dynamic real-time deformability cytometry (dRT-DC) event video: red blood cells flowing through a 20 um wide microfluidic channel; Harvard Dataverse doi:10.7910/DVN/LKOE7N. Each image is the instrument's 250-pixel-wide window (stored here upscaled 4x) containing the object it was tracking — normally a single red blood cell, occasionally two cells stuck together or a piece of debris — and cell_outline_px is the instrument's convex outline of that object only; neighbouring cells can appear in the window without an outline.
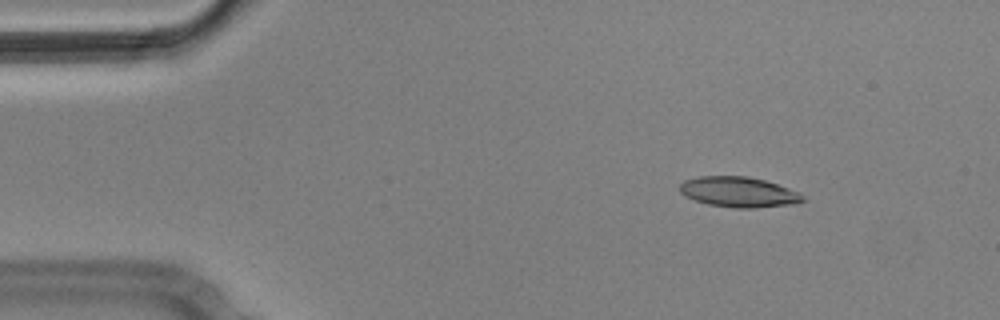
{"species": "Egyptian fruit bat (a non-hibernating species)", "species_latin": "Rousettus aegyptiacus", "temperature_condition": "cold", "stored_images_in_passage": 4, "camera_frame_rate_fps": 3000, "um_per_image_px": 0.085, "animal": {"sex": "male"}, "frame": {"image": 1, "passage_image": 2, "time_ms": 0.333, "image_size_px": [1000, 320], "cell_outline_px": [[804, 200], [792, 204], [756, 208], [736, 208], [708, 204], [696, 200], [680, 192], [680, 184], [684, 180], [700, 176], [748, 176], [764, 180], [800, 192], [804, 196]], "centroid_in_image_um": [62.8, 16.32], "position_along_channel_um": 22.2, "area_um2": 21.56}}